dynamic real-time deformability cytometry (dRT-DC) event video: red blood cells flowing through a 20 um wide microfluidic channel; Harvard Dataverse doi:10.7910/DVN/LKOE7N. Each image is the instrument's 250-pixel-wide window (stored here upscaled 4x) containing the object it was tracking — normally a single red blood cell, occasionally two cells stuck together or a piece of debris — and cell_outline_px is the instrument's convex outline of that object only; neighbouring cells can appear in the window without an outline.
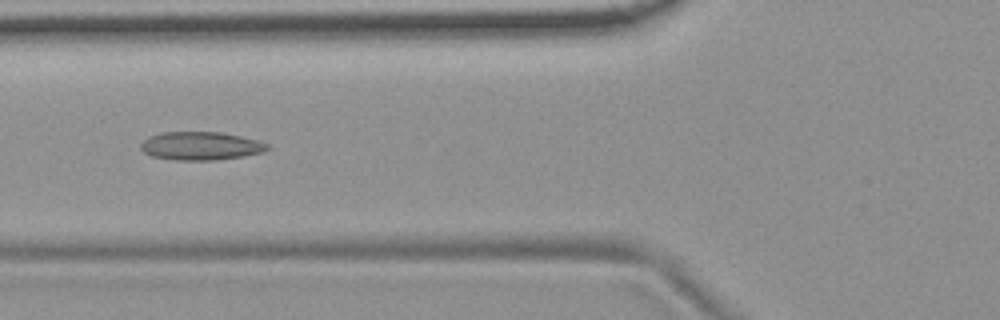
{"species": "common noctule bat (a hibernating species)", "species_latin": "Nyctalus noctula", "temperature_condition": "room temperature", "stored_images_in_passage": 9, "camera_frame_rate_fps": 3000, "um_per_image_px": 0.085, "animal": {"sex": "female", "body_mass_g": 19.9}, "frame": {"image": 1, "passage_image": 6, "time_ms": 6.0, "image_size_px": [1000, 320], "cell_outline_px": [[268, 148], [264, 152], [216, 160], [176, 160], [152, 156], [144, 152], [140, 148], [140, 144], [148, 136], [160, 132], [220, 132], [240, 136], [256, 140], [268, 144]], "centroid_in_image_um": [17.01, 12.4], "position_along_channel_um": 108.8, "area_um2": 20.75}}
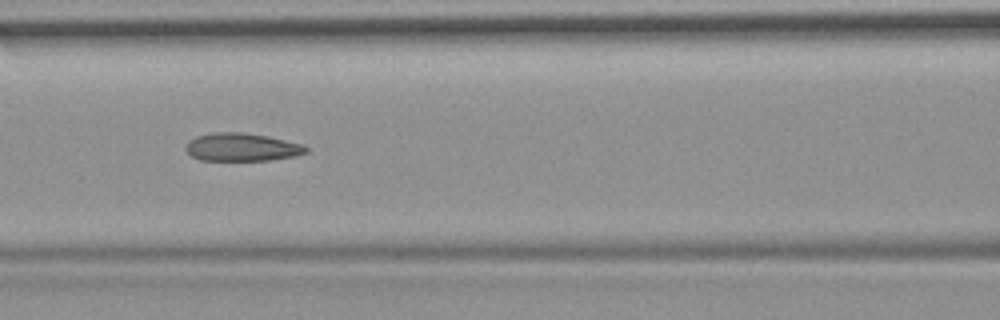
{"frame": {"image": 2, "passage_image": 7, "time_ms": 7.0, "image_size_px": [1000, 320], "cell_outline_px": [[308, 152], [296, 156], [272, 160], [200, 160], [192, 156], [184, 148], [188, 140], [196, 136], [216, 132], [240, 132], [268, 136], [304, 144], [308, 148]], "centroid_in_image_um": [20.58, 12.51], "position_along_channel_um": 146.0, "area_um2": 19.77}}
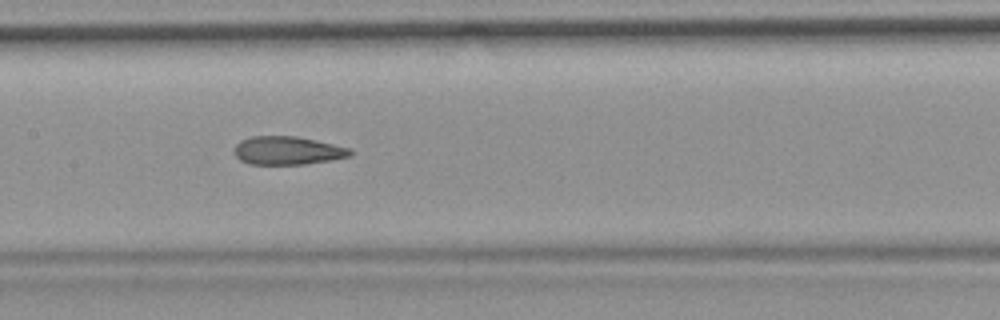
{"frame": {"image": 3, "passage_image": 8, "time_ms": 8.0, "image_size_px": [1000, 320], "cell_outline_px": [[352, 152], [348, 156], [332, 160], [304, 164], [248, 164], [240, 160], [232, 152], [232, 148], [240, 140], [252, 136], [296, 136], [316, 140], [352, 148]], "centroid_in_image_um": [24.4, 12.79], "position_along_channel_um": 183.0, "area_um2": 19.31}}